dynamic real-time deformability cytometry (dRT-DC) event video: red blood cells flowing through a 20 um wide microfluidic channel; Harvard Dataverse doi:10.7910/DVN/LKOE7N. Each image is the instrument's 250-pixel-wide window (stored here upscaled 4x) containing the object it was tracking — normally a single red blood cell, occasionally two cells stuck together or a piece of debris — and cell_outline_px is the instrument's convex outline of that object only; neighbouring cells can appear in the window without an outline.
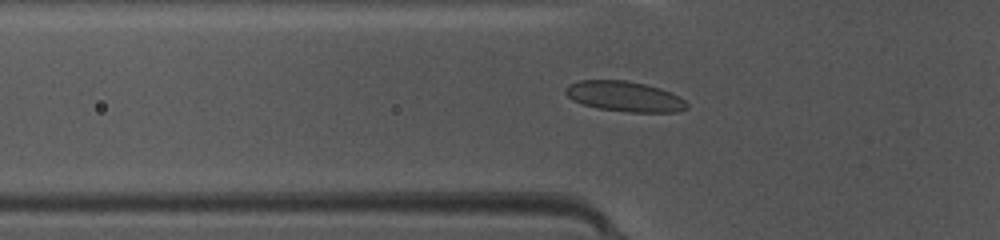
{"species": "common noctule bat (a hibernating species)", "species_latin": "Nyctalus noctula", "temperature_condition": "warm", "stored_images_in_passage": 47, "camera_frame_rate_fps": 3000, "um_per_image_px": 0.085, "animal": {"sex": "female", "body_mass_g": 10.0, "forearm_length_mm": 53.1}, "frame": {"image": 1, "passage_image": 16, "time_ms": 5.0, "image_size_px": [1000, 240], "cell_outline_px": [[688, 108], [676, 112], [628, 112], [596, 108], [572, 100], [564, 92], [564, 88], [568, 84], [580, 80], [624, 80], [644, 84], [660, 88], [680, 96], [688, 104]], "centroid_in_image_um": [53.08, 8.2], "position_along_channel_um": 72.7, "area_um2": 21.5}}
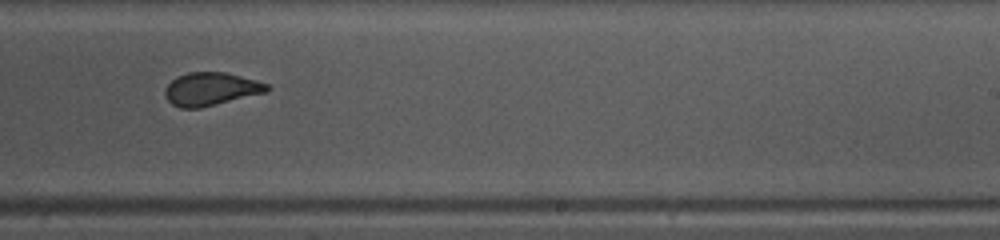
{"frame": {"image": 2, "passage_image": 30, "time_ms": 9.667, "image_size_px": [1000, 240], "cell_outline_px": [[272, 88], [268, 92], [200, 108], [180, 108], [172, 104], [164, 96], [164, 88], [176, 76], [188, 72], [228, 72], [256, 80], [268, 84]], "centroid_in_image_um": [17.93, 7.56], "position_along_channel_um": 271.1, "area_um2": 19.94}}
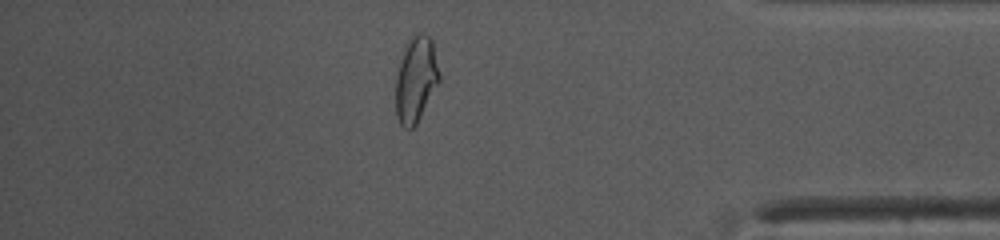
{"frame": {"image": 3, "passage_image": 41, "time_ms": 13.333, "image_size_px": [1000, 240], "cell_outline_px": [[440, 80], [416, 124], [412, 128], [404, 128], [400, 124], [396, 116], [396, 76], [404, 44], [412, 32], [424, 32], [432, 40], [440, 76]], "centroid_in_image_um": [35.33, 6.68], "position_along_channel_um": 399.9, "area_um2": 21.96}, "authors_computed_cell_mechanics": {"area_um2": 20.6346, "velocity_mm_per_s": 4.2327, "shape_relaxation_time_tau1_ms": 9.9356, "shape_relaxation_time_tau2_ms": null, "deformation_change_tau1": 0.2344, "deformation_change_tau2": null}}